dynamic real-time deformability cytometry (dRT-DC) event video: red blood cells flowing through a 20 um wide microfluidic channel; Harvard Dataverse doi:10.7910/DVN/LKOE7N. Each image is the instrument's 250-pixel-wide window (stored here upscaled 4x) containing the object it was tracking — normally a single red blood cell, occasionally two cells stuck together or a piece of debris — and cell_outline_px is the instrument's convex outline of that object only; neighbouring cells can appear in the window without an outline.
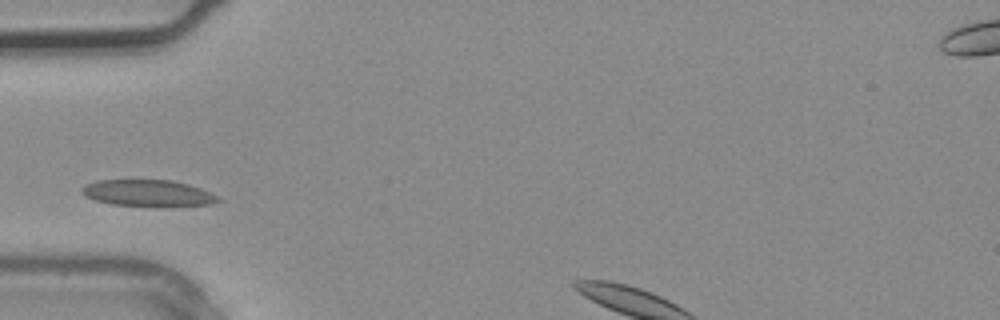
{"species": "common noctule bat (a hibernating species)", "species_latin": "Nyctalus noctula", "temperature_condition": "warm", "stored_images_in_passage": 3, "camera_frame_rate_fps": 3000, "um_per_image_px": 0.085, "animal": {"sex": "male", "body_mass_g": 20.4}, "frame": {"image": 1, "passage_image": 2, "time_ms": 0.333, "image_size_px": [1000, 320], "cell_outline_px": [[224, 200], [212, 204], [112, 204], [96, 200], [80, 192], [80, 188], [96, 180], [172, 180], [188, 184], [200, 188], [220, 196]], "centroid_in_image_um": [12.6, 16.37], "position_along_channel_um": 72.4, "area_um2": 20.17}}